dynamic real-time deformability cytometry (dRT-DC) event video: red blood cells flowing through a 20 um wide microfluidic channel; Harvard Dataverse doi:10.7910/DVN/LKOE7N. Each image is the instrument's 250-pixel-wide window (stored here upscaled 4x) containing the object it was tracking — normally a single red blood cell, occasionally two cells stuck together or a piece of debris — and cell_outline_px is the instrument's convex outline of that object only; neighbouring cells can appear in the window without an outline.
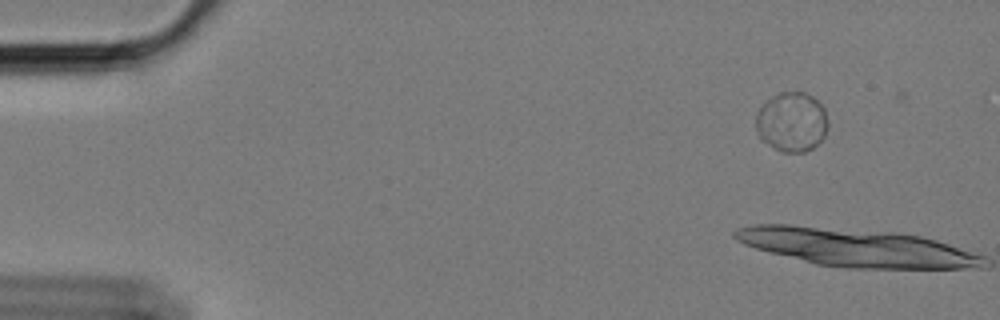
{"species": "Egyptian fruit bat (a non-hibernating species)", "species_latin": "Rousettus aegyptiacus", "temperature_condition": "cold", "stored_images_in_passage": 3, "camera_frame_rate_fps": 3000, "um_per_image_px": 0.085, "animal": {"sex": "female"}, "frame": {"image": 1, "passage_image": 2, "time_ms": 0.333, "image_size_px": [1000, 320], "cell_outline_px": [[828, 124], [824, 136], [812, 148], [804, 152], [780, 152], [768, 144], [760, 136], [756, 128], [756, 112], [772, 96], [780, 92], [804, 92], [812, 96], [824, 108], [828, 120]], "centroid_in_image_um": [67.3, 10.36], "position_along_channel_um": 17.7, "area_um2": 24.85}}